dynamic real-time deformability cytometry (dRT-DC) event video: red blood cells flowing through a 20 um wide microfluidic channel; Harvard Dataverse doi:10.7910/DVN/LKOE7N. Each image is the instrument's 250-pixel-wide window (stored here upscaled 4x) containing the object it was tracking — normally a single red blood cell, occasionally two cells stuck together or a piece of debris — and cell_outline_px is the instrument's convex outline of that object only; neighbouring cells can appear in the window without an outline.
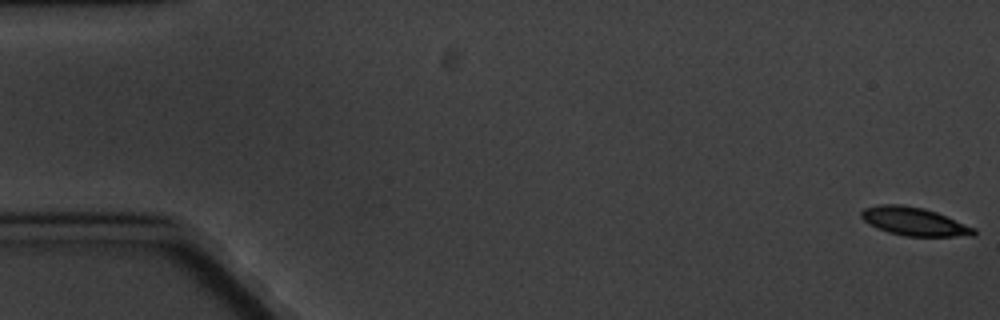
{"species": "common noctule bat (a hibernating species)", "species_latin": "Nyctalus noctula", "temperature_condition": "cold", "stored_images_in_passage": 7, "camera_frame_rate_fps": 3000, "um_per_image_px": 0.085, "animal": {"sex": "male", "body_mass_g": 20.1, "forearm_length_mm": 53.5}, "frame": {"image": 1, "passage_image": 1, "time_ms": 0.0, "image_size_px": [1000, 320], "cell_outline_px": [[976, 232], [972, 236], [904, 236], [888, 232], [868, 224], [860, 216], [860, 212], [864, 208], [880, 204], [900, 204], [924, 208], [936, 212], [976, 228]], "centroid_in_image_um": [77.69, 18.82], "position_along_channel_um": 7.3, "area_um2": 18.55}}
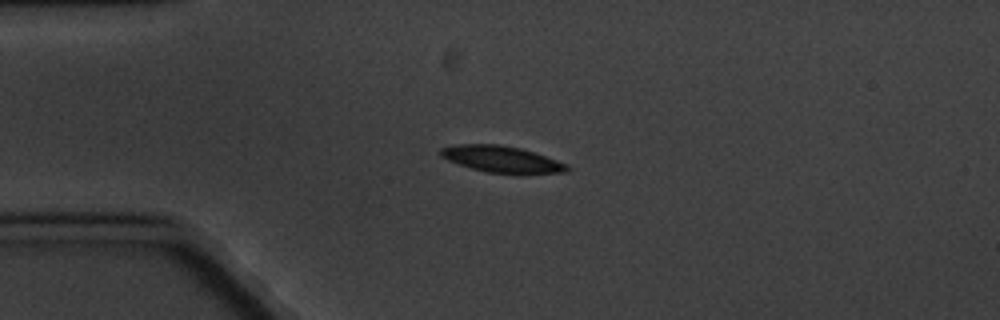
{"frame": {"image": 2, "passage_image": 5, "time_ms": 4.667, "image_size_px": [1000, 320], "cell_outline_px": [[572, 168], [568, 172], [488, 172], [472, 168], [448, 160], [440, 156], [440, 148], [456, 144], [500, 144], [520, 148], [568, 164]], "centroid_in_image_um": [42.61, 13.5], "position_along_channel_um": 42.4, "area_um2": 18.9}}